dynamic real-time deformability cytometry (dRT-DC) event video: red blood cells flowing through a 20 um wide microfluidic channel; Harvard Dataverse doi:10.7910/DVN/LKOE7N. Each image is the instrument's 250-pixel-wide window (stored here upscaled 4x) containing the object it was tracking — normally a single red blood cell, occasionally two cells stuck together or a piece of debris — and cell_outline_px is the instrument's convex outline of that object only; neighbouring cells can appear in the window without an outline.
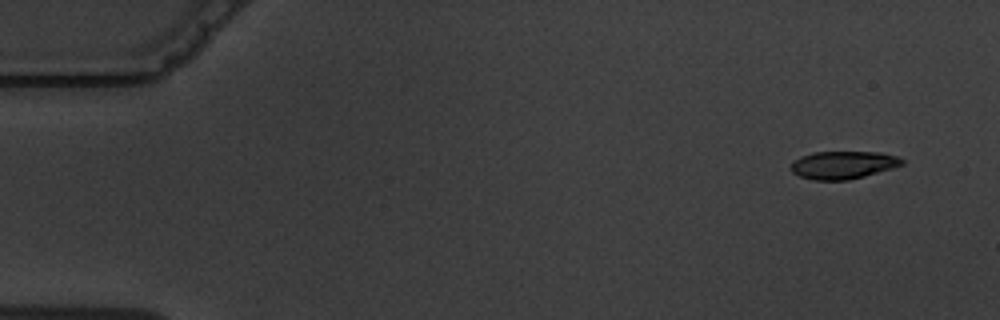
{"species": "common noctule bat (a hibernating species)", "species_latin": "Nyctalus noctula", "temperature_condition": "warm", "stored_images_in_passage": 4, "camera_frame_rate_fps": 3000, "um_per_image_px": 0.085, "animal": {"sex": "male", "body_mass_g": 19.5, "forearm_length_mm": 54.6}, "frame": {"image": 1, "passage_image": 1, "time_ms": 0.0, "image_size_px": [1000, 320], "cell_outline_px": [[904, 164], [892, 168], [864, 176], [848, 180], [816, 180], [800, 176], [792, 172], [792, 164], [800, 156], [812, 152], [880, 152], [896, 156], [904, 160]], "centroid_in_image_um": [71.68, 14.01], "position_along_channel_um": 13.3, "area_um2": 17.8}}